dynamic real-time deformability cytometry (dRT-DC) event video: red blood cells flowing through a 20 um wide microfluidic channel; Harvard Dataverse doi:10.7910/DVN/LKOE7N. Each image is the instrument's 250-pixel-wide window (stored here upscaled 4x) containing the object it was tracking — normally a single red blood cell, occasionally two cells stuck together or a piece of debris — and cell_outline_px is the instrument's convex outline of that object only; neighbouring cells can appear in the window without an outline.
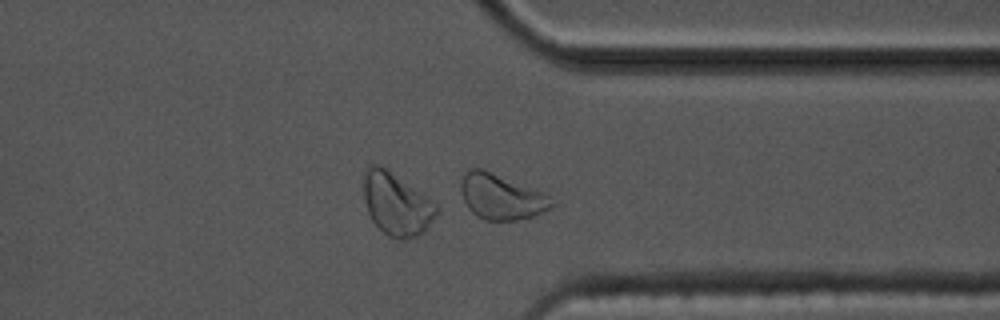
{"species": "common noctule bat (a hibernating species)", "species_latin": "Nyctalus noctula", "temperature_condition": "cold", "stored_images_in_passage": 56, "camera_frame_rate_fps": 3000, "um_per_image_px": 0.085, "animal": {"sex": "male", "body_mass_g": 17.5, "forearm_length_mm": 52.3}, "frame": {"image": 1, "passage_image": 44, "time_ms": 14.333, "image_size_px": [1000, 320], "cell_outline_px": [[556, 204], [552, 208], [532, 216], [516, 220], [484, 220], [476, 216], [468, 208], [464, 200], [460, 188], [460, 176], [468, 168], [484, 168], [544, 192], [556, 200]], "centroid_in_image_um": [42.61, 16.69], "position_along_channel_um": 368.8, "area_um2": 24.62}}